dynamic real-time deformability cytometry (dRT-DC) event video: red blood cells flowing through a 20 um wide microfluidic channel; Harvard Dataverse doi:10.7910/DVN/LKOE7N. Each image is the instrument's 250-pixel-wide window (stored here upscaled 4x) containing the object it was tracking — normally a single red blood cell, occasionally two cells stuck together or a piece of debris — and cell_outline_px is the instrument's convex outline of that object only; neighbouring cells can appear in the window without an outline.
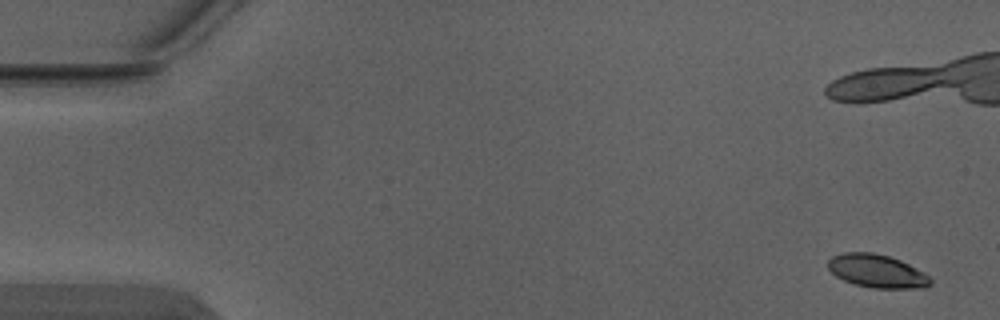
{"species": "Egyptian fruit bat (a non-hibernating species)", "species_latin": "Rousettus aegyptiacus", "temperature_condition": "warm", "stored_images_in_passage": 4, "camera_frame_rate_fps": 3000, "um_per_image_px": 0.085, "animal": {"sex": "male"}, "frame": {"image": 1, "passage_image": 1, "time_ms": 0.0, "image_size_px": [1000, 320], "cell_outline_px": [[932, 284], [924, 288], [872, 288], [856, 284], [844, 280], [836, 276], [828, 268], [828, 260], [832, 256], [844, 252], [872, 252], [888, 256], [900, 260], [924, 272], [932, 280]], "centroid_in_image_um": [74.55, 23.04], "position_along_channel_um": 10.4, "area_um2": 19.77}}